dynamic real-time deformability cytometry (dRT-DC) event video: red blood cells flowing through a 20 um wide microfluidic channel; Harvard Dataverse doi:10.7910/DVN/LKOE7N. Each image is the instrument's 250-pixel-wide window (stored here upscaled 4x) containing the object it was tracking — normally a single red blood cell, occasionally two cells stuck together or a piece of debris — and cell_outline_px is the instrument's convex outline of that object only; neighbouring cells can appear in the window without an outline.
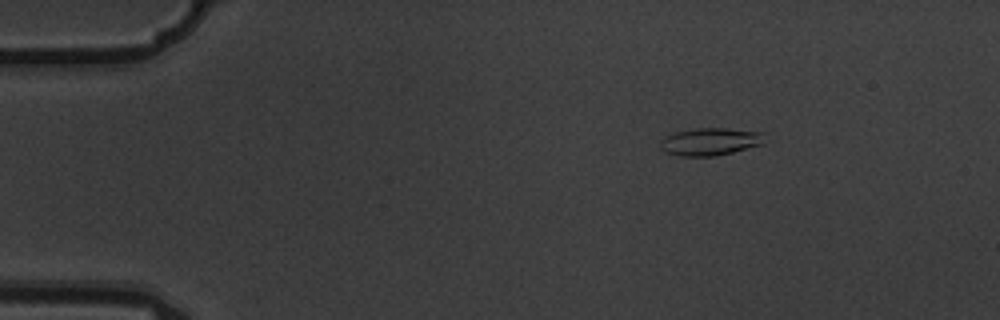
{"species": "common noctule bat (a hibernating species)", "species_latin": "Nyctalus noctula", "temperature_condition": "warm", "stored_images_in_passage": 3, "camera_frame_rate_fps": 3000, "um_per_image_px": 0.085, "animal": {"sex": "male", "body_mass_g": 19.5, "forearm_length_mm": 54.6}, "frame": {"image": 1, "passage_image": 1, "time_ms": 0.0, "image_size_px": [1000, 320], "cell_outline_px": [[764, 144], [732, 152], [712, 156], [680, 156], [664, 152], [660, 148], [660, 140], [664, 136], [676, 132], [696, 128], [724, 128], [764, 132]], "centroid_in_image_um": [60.35, 12.03], "position_along_channel_um": 24.7, "area_um2": 16.82}}